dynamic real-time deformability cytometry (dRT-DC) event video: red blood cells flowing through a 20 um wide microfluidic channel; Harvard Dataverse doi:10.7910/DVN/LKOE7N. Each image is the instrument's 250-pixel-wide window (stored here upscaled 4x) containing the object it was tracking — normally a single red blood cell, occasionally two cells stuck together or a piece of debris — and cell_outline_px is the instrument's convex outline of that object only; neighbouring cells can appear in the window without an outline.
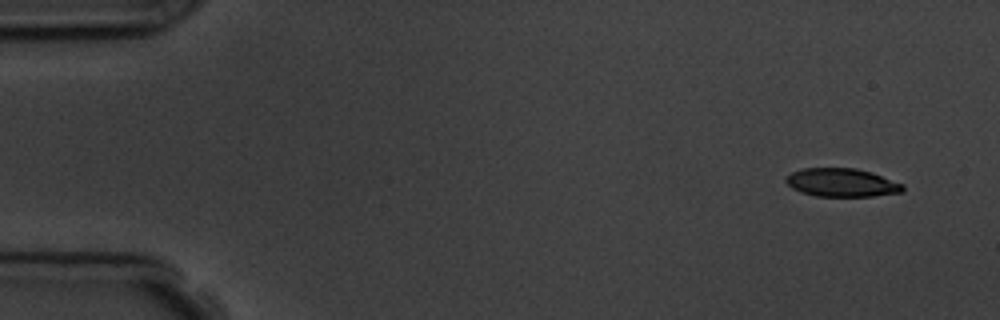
{"species": "common noctule bat (a hibernating species)", "species_latin": "Nyctalus noctula", "temperature_condition": "room temperature", "stored_images_in_passage": 5, "camera_frame_rate_fps": 3000, "um_per_image_px": 0.085, "animal": {"sex": "male", "body_mass_g": 19.5, "forearm_length_mm": 54.6}, "frame": {"image": 1, "passage_image": 1, "time_ms": 0.0, "image_size_px": [1000, 320], "cell_outline_px": [[904, 192], [872, 196], [816, 196], [800, 192], [792, 188], [784, 180], [784, 176], [792, 172], [804, 168], [856, 168], [872, 172], [904, 184]], "centroid_in_image_um": [71.55, 15.52], "position_along_channel_um": 13.5, "area_um2": 19.48}}
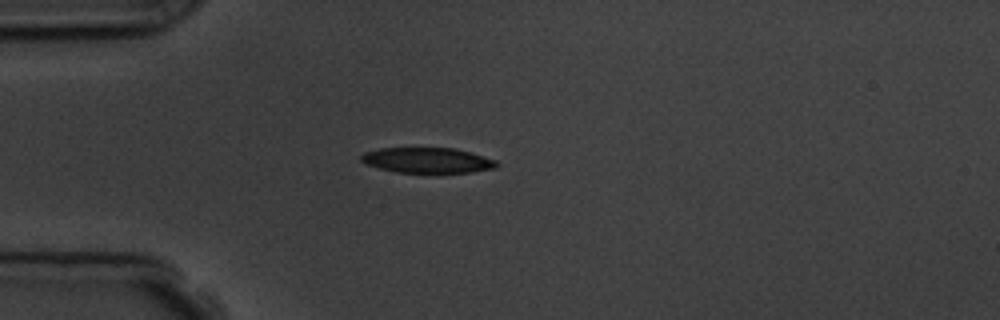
{"frame": {"image": 2, "passage_image": 4, "time_ms": 3.667, "image_size_px": [1000, 320], "cell_outline_px": [[500, 164], [496, 168], [472, 172], [396, 172], [364, 164], [360, 160], [360, 156], [364, 152], [380, 148], [452, 148], [468, 152], [496, 160]], "centroid_in_image_um": [36.3, 13.62], "position_along_channel_um": 48.7, "area_um2": 19.88}}